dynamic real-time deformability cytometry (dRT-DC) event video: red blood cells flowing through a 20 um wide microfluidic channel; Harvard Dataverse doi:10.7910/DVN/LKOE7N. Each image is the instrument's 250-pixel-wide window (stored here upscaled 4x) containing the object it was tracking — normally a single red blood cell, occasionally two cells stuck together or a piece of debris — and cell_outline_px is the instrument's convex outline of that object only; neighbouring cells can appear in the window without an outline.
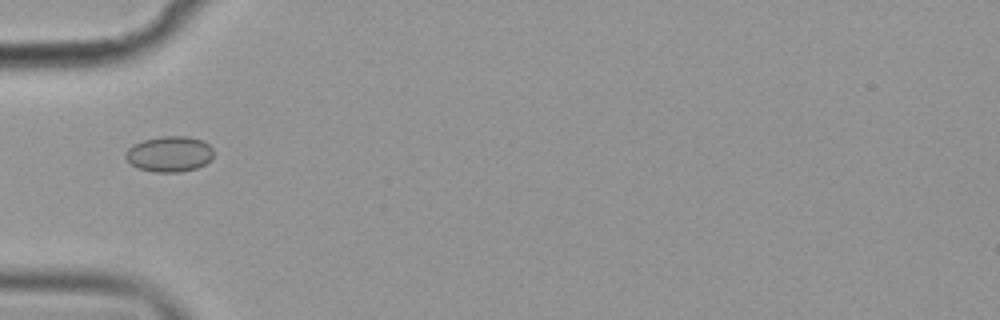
{"species": "common noctule bat (a hibernating species)", "species_latin": "Nyctalus noctula", "temperature_condition": "cold", "stored_images_in_passage": 8, "camera_frame_rate_fps": 3000, "um_per_image_px": 0.085, "animal": {"sex": "female", "body_mass_g": 19.9}, "frame": {"image": 1, "passage_image": 6, "time_ms": 5.667, "image_size_px": [1000, 320], "cell_outline_px": [[212, 160], [196, 168], [180, 172], [152, 172], [136, 168], [124, 156], [124, 152], [128, 148], [144, 140], [160, 136], [188, 136], [204, 140], [212, 148]], "centroid_in_image_um": [14.4, 13.09], "position_along_channel_um": 70.6, "area_um2": 18.38}}
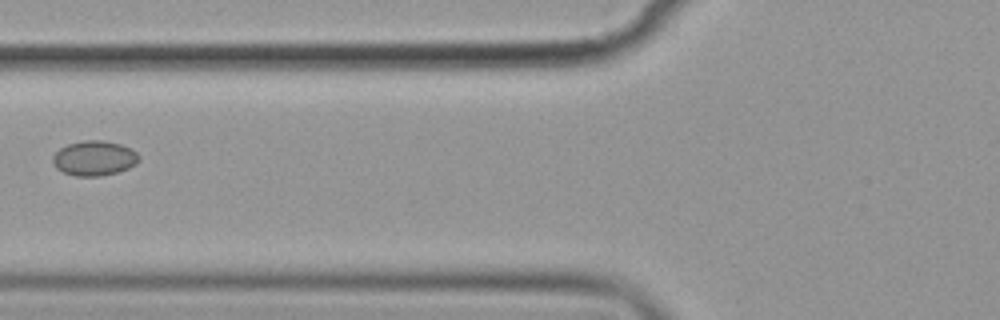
{"frame": {"image": 2, "passage_image": 7, "time_ms": 7.0, "image_size_px": [1000, 320], "cell_outline_px": [[140, 160], [136, 164], [128, 168], [116, 172], [100, 176], [76, 176], [64, 172], [56, 168], [52, 160], [52, 156], [60, 148], [68, 144], [84, 140], [100, 140], [120, 144], [132, 148], [140, 156]], "centroid_in_image_um": [8.03, 13.44], "position_along_channel_um": 117.8, "area_um2": 17.51}}
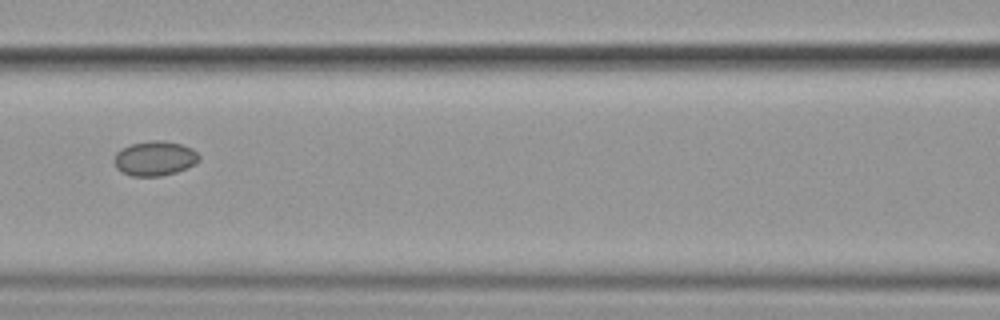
{"frame": {"image": 3, "passage_image": 8, "time_ms": 8.0, "image_size_px": [1000, 320], "cell_outline_px": [[200, 160], [176, 172], [160, 176], [132, 176], [116, 168], [116, 152], [120, 148], [132, 144], [152, 140], [164, 140], [180, 144], [192, 148], [200, 156]], "centroid_in_image_um": [13.16, 13.45], "position_along_channel_um": 153.4, "area_um2": 16.88}}